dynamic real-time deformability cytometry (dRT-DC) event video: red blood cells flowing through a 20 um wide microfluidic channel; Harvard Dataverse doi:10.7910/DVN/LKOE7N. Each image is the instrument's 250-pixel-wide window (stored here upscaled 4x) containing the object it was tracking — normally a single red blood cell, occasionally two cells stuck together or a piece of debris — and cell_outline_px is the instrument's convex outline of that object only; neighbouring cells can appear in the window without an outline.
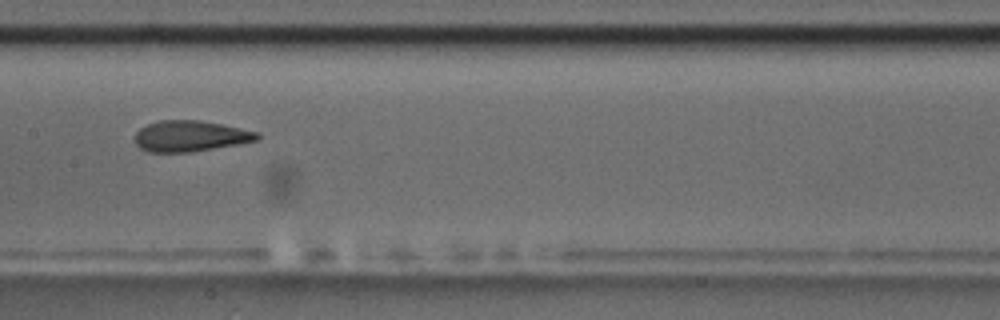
{"species": "common noctule bat (a hibernating species)", "species_latin": "Nyctalus noctula", "temperature_condition": "room temperature", "stored_images_in_passage": 11, "camera_frame_rate_fps": 3000, "um_per_image_px": 0.085, "animal": {"sex": "male", "body_mass_g": 17.5, "forearm_length_mm": 52.3}, "frame": {"image": 1, "passage_image": 8, "time_ms": 9.0, "image_size_px": [1000, 320], "cell_outline_px": [[260, 136], [256, 140], [236, 144], [192, 152], [148, 152], [140, 148], [136, 144], [136, 132], [140, 128], [148, 124], [160, 120], [200, 120], [260, 132]], "centroid_in_image_um": [16.16, 11.56], "position_along_channel_um": 191.2, "area_um2": 21.85}}